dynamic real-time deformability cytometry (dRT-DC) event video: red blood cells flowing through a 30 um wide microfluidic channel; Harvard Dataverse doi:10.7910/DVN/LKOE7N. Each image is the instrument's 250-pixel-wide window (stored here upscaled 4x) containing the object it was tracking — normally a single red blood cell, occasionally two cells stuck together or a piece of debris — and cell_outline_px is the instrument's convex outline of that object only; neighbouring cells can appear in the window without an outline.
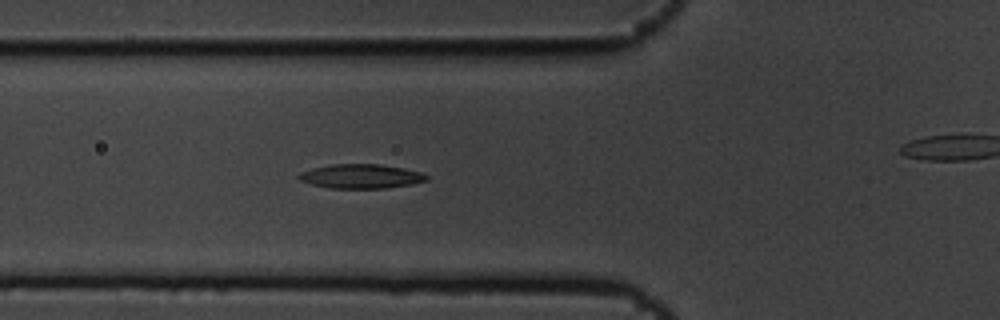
{"species": "common noctule bat (a hibernating species)", "species_latin": "Nyctalus noctula", "temperature_condition": "cold", "stored_images_in_passage": 8, "segment_of_instrument_passage": [1, 2], "camera_frame_rate_fps": 3000, "um_per_image_px": 0.085, "animal": {"sex": "male", "body_mass_g": 19.5, "forearm_length_mm": 54.6}, "frame": {"image": 1, "passage_image": 7, "time_ms": 2.0, "image_size_px": [1000, 320], "cell_outline_px": [[428, 180], [412, 184], [384, 188], [328, 188], [312, 184], [300, 180], [296, 176], [300, 172], [312, 168], [332, 164], [380, 164], [404, 168], [424, 172], [428, 176]], "centroid_in_image_um": [30.7, 14.98], "position_along_channel_um": 95.1, "area_um2": 18.15}}